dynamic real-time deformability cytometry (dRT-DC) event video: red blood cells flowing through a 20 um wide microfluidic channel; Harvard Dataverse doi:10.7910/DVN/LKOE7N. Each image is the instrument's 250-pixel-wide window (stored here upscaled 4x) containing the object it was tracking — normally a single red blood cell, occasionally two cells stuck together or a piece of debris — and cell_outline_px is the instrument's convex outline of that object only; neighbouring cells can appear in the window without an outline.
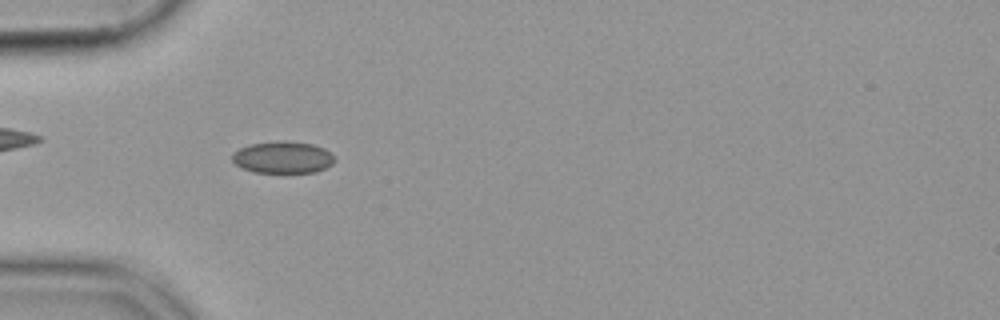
{"species": "common noctule bat (a hibernating species)", "species_latin": "Nyctalus noctula", "temperature_condition": "cold", "stored_images_in_passage": 39, "camera_frame_rate_fps": 3000, "um_per_image_px": 0.085, "animal": {"sex": "female", "body_mass_g": 19.9}, "frame": {"image": 1, "passage_image": 2, "time_ms": 0.333, "image_size_px": [1000, 320], "cell_outline_px": [[336, 160], [332, 164], [316, 172], [256, 172], [244, 168], [236, 164], [232, 160], [232, 152], [240, 148], [252, 144], [276, 140], [284, 140], [312, 144], [324, 148]], "centroid_in_image_um": [24.03, 13.36], "position_along_channel_um": 61.0, "area_um2": 18.9}}
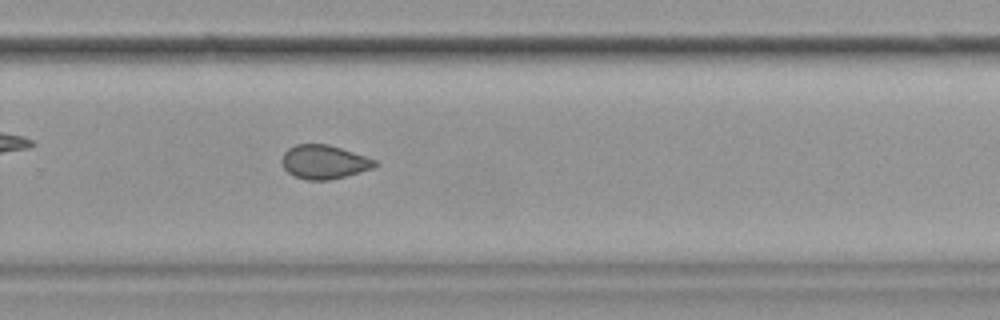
{"frame": {"image": 2, "passage_image": 22, "time_ms": 7.0, "image_size_px": [1000, 320], "cell_outline_px": [[380, 164], [372, 168], [344, 176], [328, 180], [308, 180], [296, 176], [288, 172], [284, 168], [280, 160], [284, 152], [288, 148], [296, 144], [328, 144], [376, 160]], "centroid_in_image_um": [27.52, 13.76], "position_along_channel_um": 302.3, "area_um2": 18.15}}
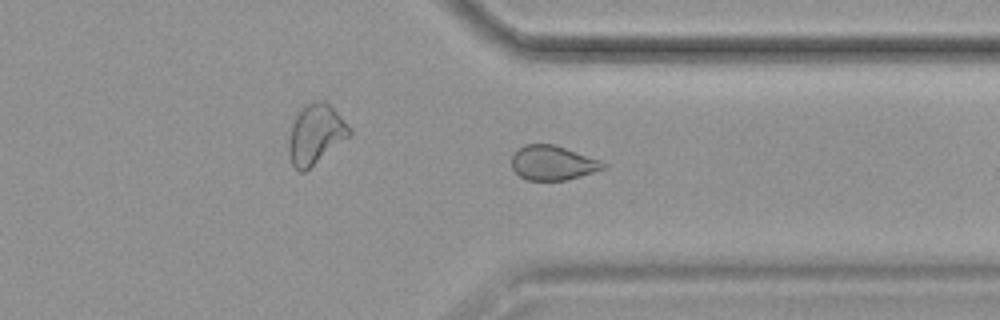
{"frame": {"image": 3, "passage_image": 27, "time_ms": 8.667, "image_size_px": [1000, 320], "cell_outline_px": [[608, 164], [604, 168], [580, 176], [564, 180], [528, 180], [520, 176], [512, 168], [512, 156], [524, 144], [556, 144], [600, 160]], "centroid_in_image_um": [46.99, 13.83], "position_along_channel_um": 364.4, "area_um2": 18.26}}